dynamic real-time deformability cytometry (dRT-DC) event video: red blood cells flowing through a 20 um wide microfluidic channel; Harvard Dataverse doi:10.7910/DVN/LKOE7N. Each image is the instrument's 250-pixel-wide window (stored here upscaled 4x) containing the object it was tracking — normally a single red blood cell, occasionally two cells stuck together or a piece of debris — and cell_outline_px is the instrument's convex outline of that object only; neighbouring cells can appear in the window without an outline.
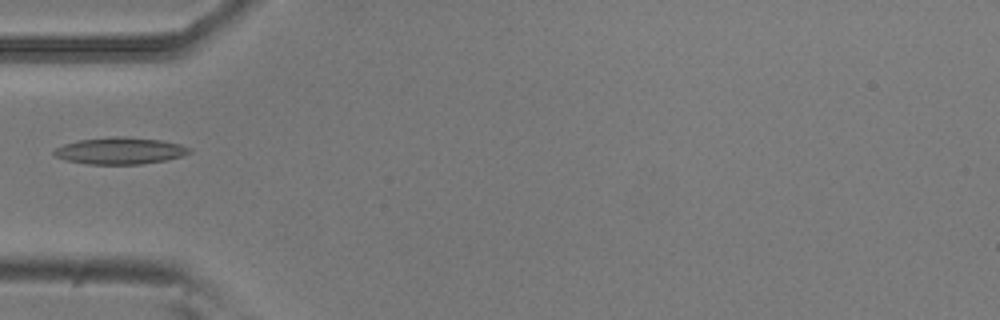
{"species": "common noctule bat (a hibernating species)", "species_latin": "Nyctalus noctula", "temperature_condition": "room temperature", "stored_images_in_passage": 5, "camera_frame_rate_fps": 3000, "um_per_image_px": 0.085, "animal": {"sex": "male", "body_mass_g": 20.5, "forearm_length_mm": 52.5}, "frame": {"image": 1, "passage_image": 5, "time_ms": 1.333, "image_size_px": [1000, 320], "cell_outline_px": [[192, 152], [184, 156], [164, 160], [140, 164], [88, 164], [64, 160], [56, 156], [52, 152], [56, 148], [64, 144], [80, 140], [112, 136], [124, 136], [160, 140], [180, 144], [192, 148]], "centroid_in_image_um": [10.23, 12.81], "position_along_channel_um": 74.8, "area_um2": 21.15}}